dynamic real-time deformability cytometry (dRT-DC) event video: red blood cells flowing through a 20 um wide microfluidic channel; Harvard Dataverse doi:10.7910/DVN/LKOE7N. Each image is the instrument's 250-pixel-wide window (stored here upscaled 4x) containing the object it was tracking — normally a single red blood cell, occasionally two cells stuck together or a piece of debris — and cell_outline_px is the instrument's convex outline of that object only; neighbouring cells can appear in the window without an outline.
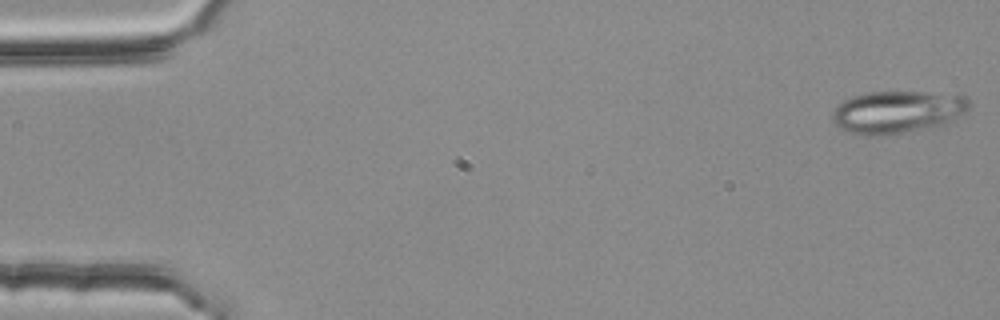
{"species": "common noctule bat (a hibernating species)", "species_latin": "Nyctalus noctula", "temperature_condition": "room temperature", "stored_images_in_passage": 4, "camera_frame_rate_fps": 3000, "um_per_image_px": 0.085, "animal": {"sex": "female", "body_mass_g": 25.1}, "frame": {"image": 1, "passage_image": 1, "time_ms": 0.0, "image_size_px": [1000, 320], "cell_outline_px": [[968, 112], [944, 124], [888, 136], [864, 136], [844, 132], [832, 120], [832, 112], [844, 100], [852, 96], [868, 92], [924, 92], [964, 96], [968, 100]], "centroid_in_image_um": [76.23, 9.54], "position_along_channel_um": 8.8, "area_um2": 33.99}}